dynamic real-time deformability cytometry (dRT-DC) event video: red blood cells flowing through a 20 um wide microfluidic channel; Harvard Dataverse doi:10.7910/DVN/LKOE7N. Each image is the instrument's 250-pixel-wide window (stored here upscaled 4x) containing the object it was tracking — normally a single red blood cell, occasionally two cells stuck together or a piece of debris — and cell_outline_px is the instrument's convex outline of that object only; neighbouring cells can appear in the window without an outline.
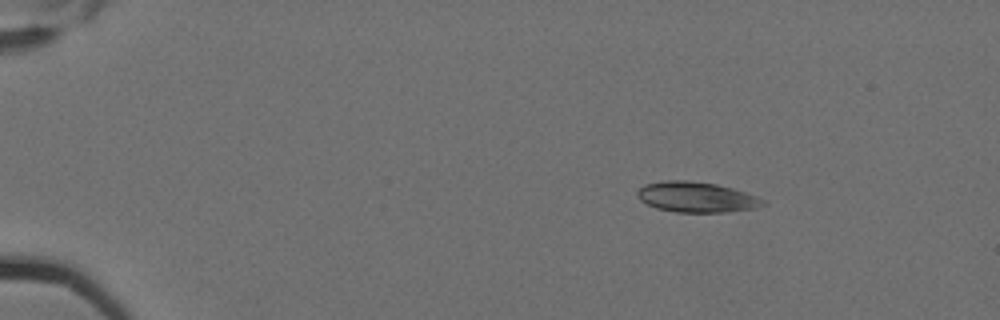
{"species": "Egyptian fruit bat (a non-hibernating species)", "species_latin": "Rousettus aegyptiacus", "temperature_condition": "cold", "stored_images_in_passage": 5, "camera_frame_rate_fps": 3000, "um_per_image_px": 0.085, "animal": {"sex": "female"}, "frame": {"image": 1, "passage_image": 1, "time_ms": 0.0, "image_size_px": [1000, 320], "cell_outline_px": [[768, 204], [756, 208], [728, 212], [676, 212], [656, 208], [640, 200], [636, 196], [636, 192], [644, 184], [664, 180], [688, 180], [716, 184], [732, 188], [768, 200]], "centroid_in_image_um": [59.22, 16.75], "position_along_channel_um": 25.8, "area_um2": 22.48}}
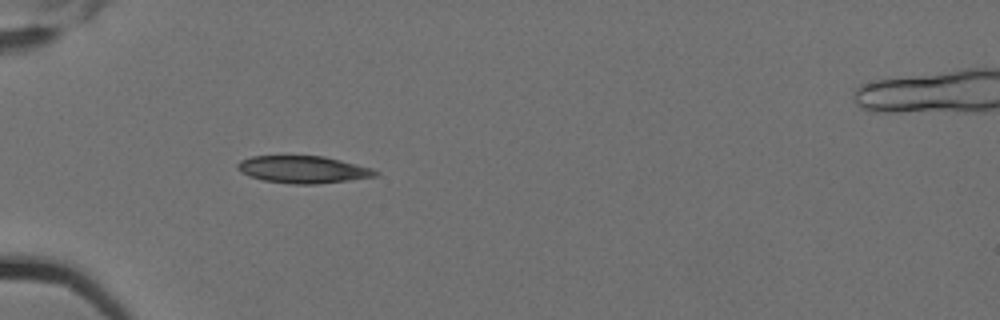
{"frame": {"image": 2, "passage_image": 4, "time_ms": 1.0, "image_size_px": [1000, 320], "cell_outline_px": [[380, 172], [376, 176], [348, 180], [316, 184], [292, 184], [264, 180], [248, 176], [240, 172], [236, 168], [236, 164], [240, 160], [252, 156], [324, 156], [372, 168]], "centroid_in_image_um": [25.73, 14.4], "position_along_channel_um": 59.3, "area_um2": 21.85}}